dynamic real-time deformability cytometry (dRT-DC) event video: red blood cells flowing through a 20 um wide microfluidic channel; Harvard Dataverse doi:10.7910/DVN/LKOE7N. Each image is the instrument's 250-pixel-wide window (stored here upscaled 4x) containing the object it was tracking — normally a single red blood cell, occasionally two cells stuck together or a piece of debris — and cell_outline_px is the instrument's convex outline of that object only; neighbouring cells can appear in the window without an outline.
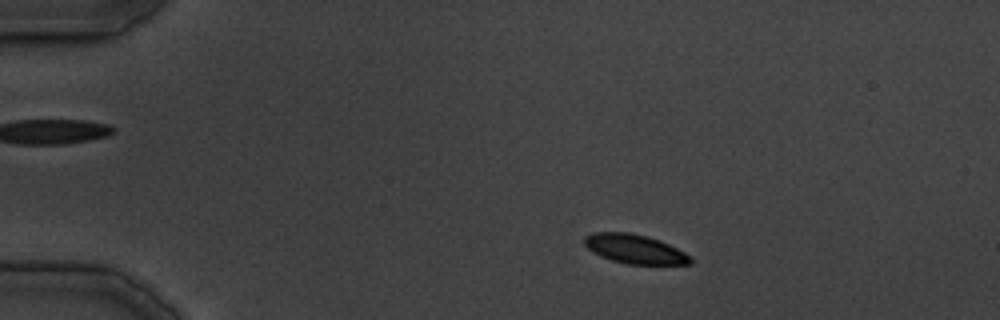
{"species": "common noctule bat (a hibernating species)", "species_latin": "Nyctalus noctula", "temperature_condition": "cold", "stored_images_in_passage": 32, "camera_frame_rate_fps": 3000, "um_per_image_px": 0.085, "animal": {"sex": "male", "body_mass_g": 19.5, "forearm_length_mm": 54.6}, "frame": {"image": 1, "passage_image": 5, "time_ms": 4.667, "image_size_px": [1000, 320], "cell_outline_px": [[692, 264], [628, 264], [612, 260], [600, 256], [592, 252], [584, 244], [584, 236], [592, 232], [628, 232], [648, 236], [660, 240], [692, 256]], "centroid_in_image_um": [53.94, 21.16], "position_along_channel_um": 31.1, "area_um2": 18.09}}
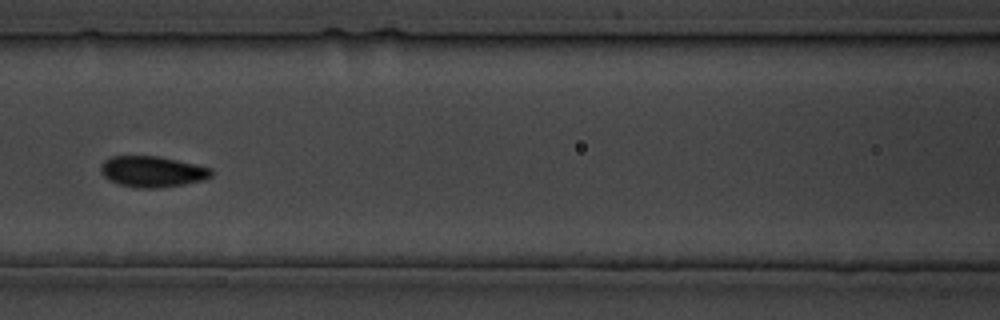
{"frame": {"image": 2, "passage_image": 15, "time_ms": 17.667, "image_size_px": [1000, 320], "cell_outline_px": [[212, 176], [204, 180], [184, 184], [156, 188], [136, 188], [120, 184], [108, 180], [100, 172], [100, 164], [104, 160], [112, 156], [160, 156], [212, 168]], "centroid_in_image_um": [12.93, 14.58], "position_along_channel_um": 153.7, "area_um2": 20.06}}
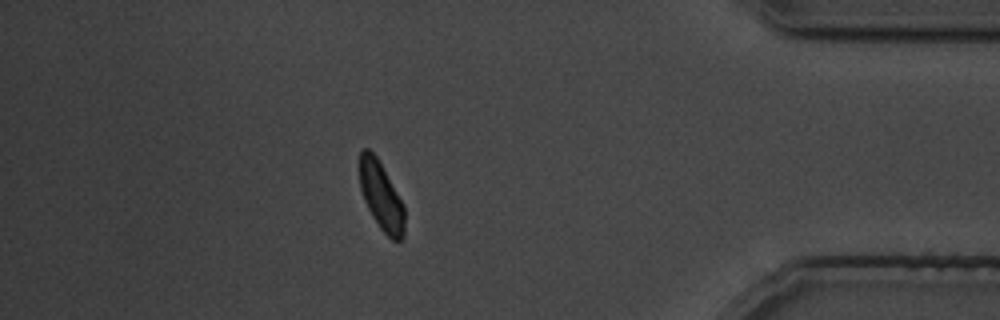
{"frame": {"image": 3, "passage_image": 29, "time_ms": 37.333, "image_size_px": [1000, 320], "cell_outline_px": [[404, 236], [400, 240], [392, 240], [380, 228], [372, 216], [364, 200], [360, 188], [360, 152], [364, 148], [368, 148], [376, 156], [404, 204]], "centroid_in_image_um": [32.4, 16.68], "position_along_channel_um": 402.8, "area_um2": 17.69}}